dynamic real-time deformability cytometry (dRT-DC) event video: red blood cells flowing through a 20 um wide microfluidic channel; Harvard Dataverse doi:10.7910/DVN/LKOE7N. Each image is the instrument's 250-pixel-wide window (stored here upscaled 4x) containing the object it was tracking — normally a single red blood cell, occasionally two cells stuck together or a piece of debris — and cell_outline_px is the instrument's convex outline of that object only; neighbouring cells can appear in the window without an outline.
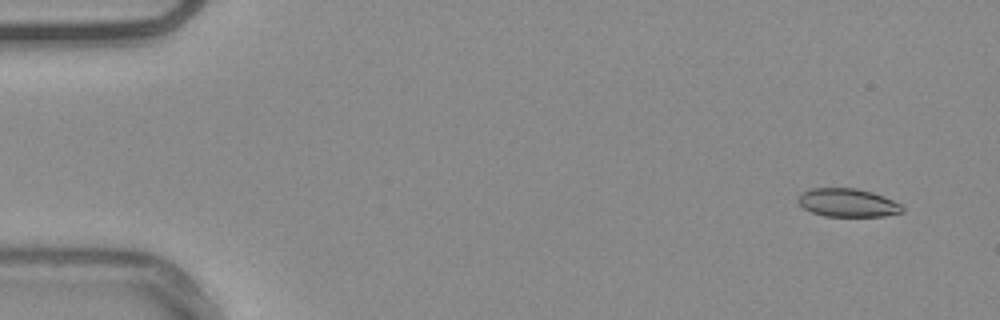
{"species": "common noctule bat (a hibernating species)", "species_latin": "Nyctalus noctula", "temperature_condition": "warm", "stored_images_in_passage": 12, "camera_frame_rate_fps": 3000, "um_per_image_px": 0.085, "animal": {"sex": "male", "body_mass_g": 20.4}, "frame": {"image": 1, "passage_image": 4, "time_ms": 1.0, "image_size_px": [1000, 320], "cell_outline_px": [[904, 212], [884, 216], [824, 216], [812, 212], [804, 208], [796, 200], [804, 192], [812, 188], [856, 188], [872, 192], [884, 196], [900, 204], [904, 208]], "centroid_in_image_um": [72.08, 17.23], "position_along_channel_um": 12.9, "area_um2": 17.11}}